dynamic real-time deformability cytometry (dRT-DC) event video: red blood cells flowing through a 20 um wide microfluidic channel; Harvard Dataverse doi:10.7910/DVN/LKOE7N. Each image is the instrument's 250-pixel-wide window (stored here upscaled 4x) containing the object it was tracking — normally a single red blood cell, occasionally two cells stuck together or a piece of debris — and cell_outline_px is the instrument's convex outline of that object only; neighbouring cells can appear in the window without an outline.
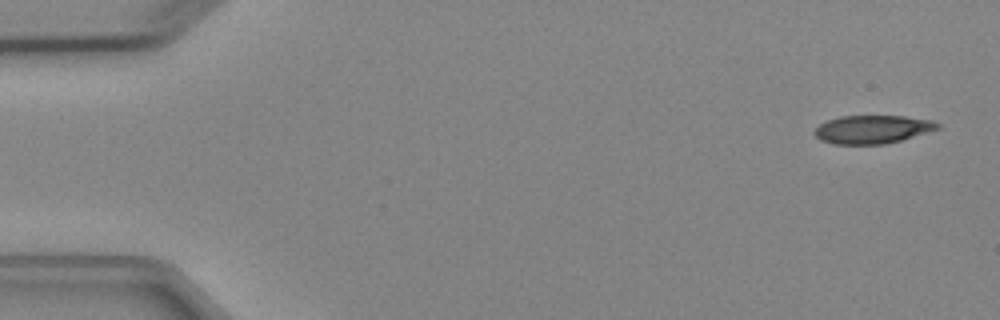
{"species": "Egyptian fruit bat (a non-hibernating species)", "species_latin": "Rousettus aegyptiacus", "temperature_condition": "cold", "stored_images_in_passage": 4, "camera_frame_rate_fps": 3000, "um_per_image_px": 0.085, "animal": {"sex": "female"}, "frame": {"image": 1, "passage_image": 1, "time_ms": 0.0, "image_size_px": [1000, 320], "cell_outline_px": [[940, 128], [900, 140], [884, 144], [832, 144], [820, 140], [812, 132], [820, 124], [828, 120], [840, 116], [904, 116], [932, 120], [940, 124]], "centroid_in_image_um": [74.13, 10.99], "position_along_channel_um": 10.9, "area_um2": 20.17}}
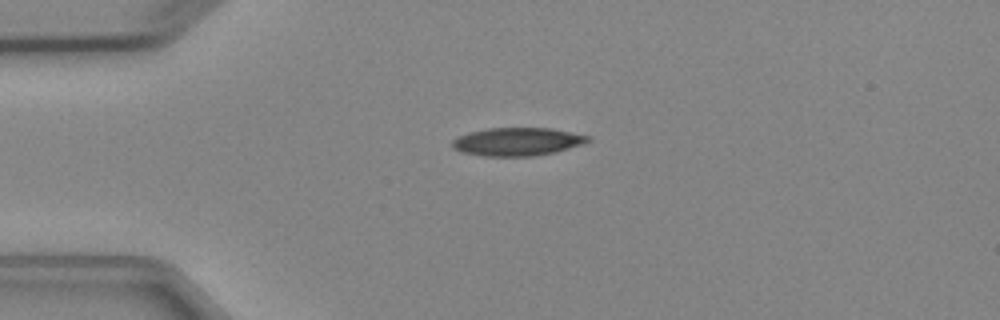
{"frame": {"image": 2, "passage_image": 3, "time_ms": 3.333, "image_size_px": [1000, 320], "cell_outline_px": [[592, 140], [584, 144], [552, 152], [532, 156], [484, 156], [460, 152], [452, 148], [452, 140], [468, 132], [488, 128], [552, 128], [588, 136]], "centroid_in_image_um": [43.94, 12.04], "position_along_channel_um": 41.1, "area_um2": 22.14}}